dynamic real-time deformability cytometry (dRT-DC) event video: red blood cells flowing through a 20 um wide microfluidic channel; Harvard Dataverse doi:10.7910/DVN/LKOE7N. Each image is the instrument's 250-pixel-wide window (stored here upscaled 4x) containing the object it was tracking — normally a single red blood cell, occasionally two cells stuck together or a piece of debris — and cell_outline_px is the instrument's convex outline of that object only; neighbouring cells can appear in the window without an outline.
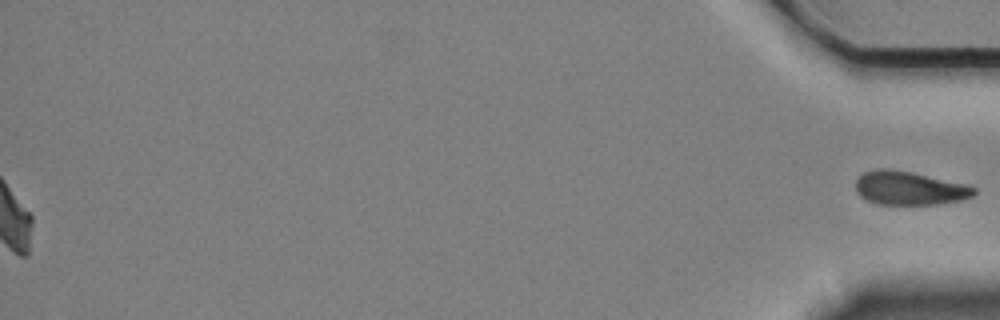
{"species": "Egyptian fruit bat (a non-hibernating species)", "species_latin": "Rousettus aegyptiacus", "temperature_condition": "cold", "stored_images_in_passage": 57, "segment_of_instrument_passage": [2, 2], "camera_frame_rate_fps": 3000, "um_per_image_px": 0.085, "animal": {"sex": "female"}, "frame": {"image": 1, "passage_image": 57, "time_ms": 18.667, "image_size_px": [1000, 320], "cell_outline_px": [[976, 192], [972, 196], [964, 200], [940, 204], [876, 204], [860, 196], [856, 192], [856, 180], [864, 172], [880, 168], [884, 168], [908, 172], [968, 184], [976, 188]], "centroid_in_image_um": [77.32, 16.01], "position_along_channel_um": 357.9, "area_um2": 23.06}}